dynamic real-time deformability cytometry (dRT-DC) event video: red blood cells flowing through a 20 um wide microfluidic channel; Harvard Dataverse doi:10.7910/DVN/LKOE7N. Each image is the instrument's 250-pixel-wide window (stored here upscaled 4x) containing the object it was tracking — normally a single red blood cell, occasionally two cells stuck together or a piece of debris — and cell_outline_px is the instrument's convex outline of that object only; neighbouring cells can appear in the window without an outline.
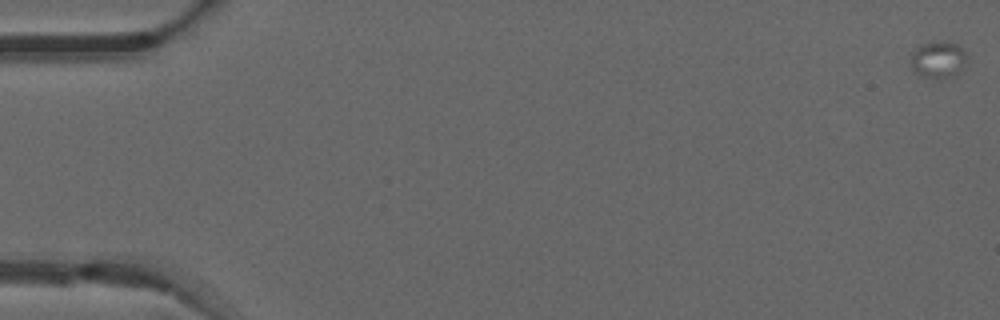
{"species": "common noctule bat (a hibernating species)", "species_latin": "Nyctalus noctula", "temperature_condition": "warm", "stored_images_in_passage": 21, "camera_frame_rate_fps": 3000, "um_per_image_px": 0.085, "animal": {"sex": "male", "forearm_length_mm": 52.5}, "frame": {"image": 1, "passage_image": 1, "time_ms": 0.0, "image_size_px": [1000, 320], "cell_outline_px": [[968, 56], [964, 72], [956, 76], [940, 80], [920, 76], [916, 72], [912, 64], [908, 52], [920, 44], [932, 40], [956, 44], [968, 52]], "centroid_in_image_um": [79.78, 5.08], "position_along_channel_um": 5.2, "area_um2": 12.95}}